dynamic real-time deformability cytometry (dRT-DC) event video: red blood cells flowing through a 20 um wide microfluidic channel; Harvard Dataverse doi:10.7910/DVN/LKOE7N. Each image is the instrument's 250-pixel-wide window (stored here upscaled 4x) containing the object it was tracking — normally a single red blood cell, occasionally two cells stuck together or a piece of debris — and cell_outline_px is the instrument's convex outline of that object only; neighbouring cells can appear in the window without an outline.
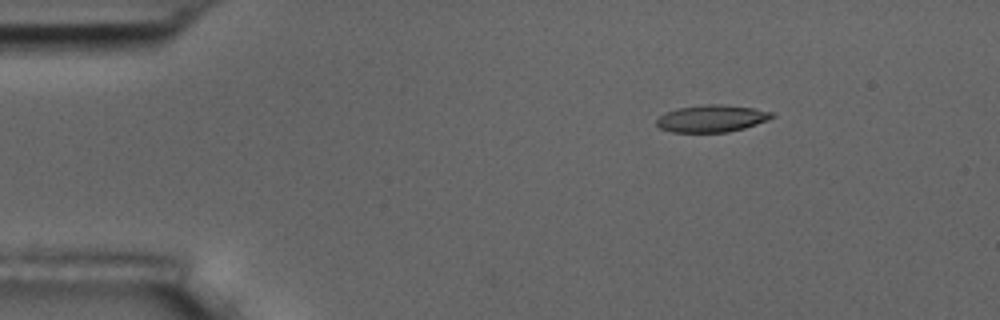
{"species": "common noctule bat (a hibernating species)", "species_latin": "Nyctalus noctula", "temperature_condition": "room temperature", "stored_images_in_passage": 8, "camera_frame_rate_fps": 3000, "um_per_image_px": 0.085, "animal": {"sex": "male", "body_mass_g": 17.5, "forearm_length_mm": 52.3}, "frame": {"image": 1, "passage_image": 2, "time_ms": 1.333, "image_size_px": [1000, 320], "cell_outline_px": [[776, 116], [768, 120], [744, 128], [728, 132], [672, 132], [660, 128], [656, 124], [656, 120], [664, 112], [676, 108], [708, 104], [720, 104], [752, 108], [772, 112]], "centroid_in_image_um": [60.48, 10.07], "position_along_channel_um": 24.5, "area_um2": 18.21}}
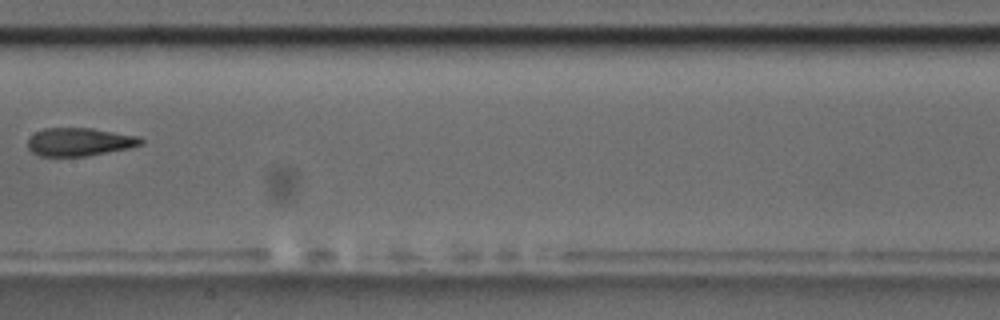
{"frame": {"image": 2, "passage_image": 7, "time_ms": 8.0, "image_size_px": [1000, 320], "cell_outline_px": [[144, 144], [128, 148], [84, 156], [40, 156], [32, 152], [28, 148], [28, 140], [36, 132], [44, 128], [92, 128], [140, 136], [144, 140]], "centroid_in_image_um": [6.78, 12.05], "position_along_channel_um": 200.6, "area_um2": 18.5}}
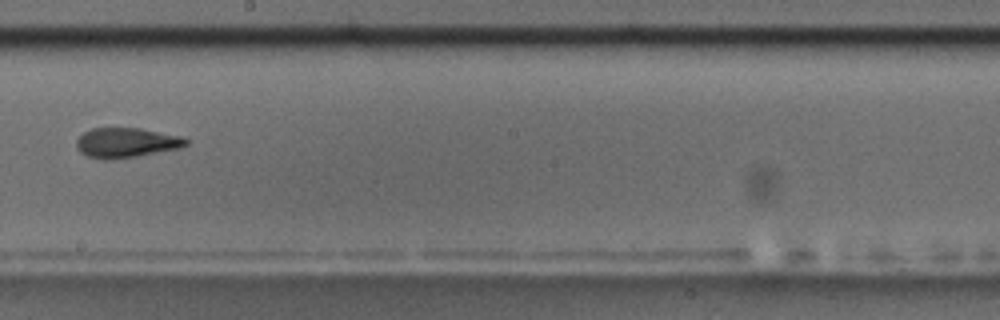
{"frame": {"image": 3, "passage_image": 8, "time_ms": 9.0, "image_size_px": [1000, 320], "cell_outline_px": [[188, 144], [180, 148], [136, 156], [108, 160], [104, 160], [88, 156], [80, 152], [76, 148], [76, 140], [84, 132], [92, 128], [140, 128], [184, 136], [188, 140]], "centroid_in_image_um": [10.74, 12.12], "position_along_channel_um": 237.5, "area_um2": 19.13}}